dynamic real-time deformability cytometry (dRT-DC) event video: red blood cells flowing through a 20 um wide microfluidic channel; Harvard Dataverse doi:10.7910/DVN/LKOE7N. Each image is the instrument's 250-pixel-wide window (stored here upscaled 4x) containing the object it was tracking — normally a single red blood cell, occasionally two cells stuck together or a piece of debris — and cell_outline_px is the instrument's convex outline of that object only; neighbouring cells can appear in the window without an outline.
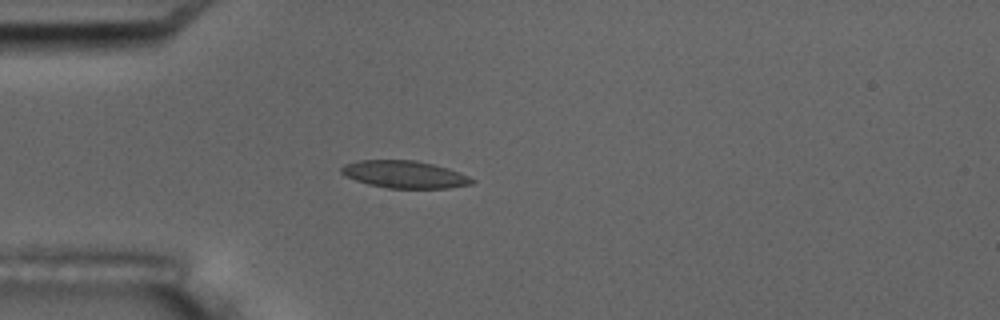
{"species": "common noctule bat (a hibernating species)", "species_latin": "Nyctalus noctula", "temperature_condition": "room temperature", "stored_images_in_passage": 4, "camera_frame_rate_fps": 3000, "um_per_image_px": 0.085, "animal": {"sex": "male", "body_mass_g": 17.5, "forearm_length_mm": 52.3}, "frame": {"image": 1, "passage_image": 4, "time_ms": 4.0, "image_size_px": [1000, 320], "cell_outline_px": [[476, 180], [472, 184], [448, 188], [388, 188], [368, 184], [344, 176], [340, 172], [340, 168], [344, 164], [360, 160], [416, 160], [448, 168], [468, 176]], "centroid_in_image_um": [34.37, 14.82], "position_along_channel_um": 50.6, "area_um2": 20.81}}